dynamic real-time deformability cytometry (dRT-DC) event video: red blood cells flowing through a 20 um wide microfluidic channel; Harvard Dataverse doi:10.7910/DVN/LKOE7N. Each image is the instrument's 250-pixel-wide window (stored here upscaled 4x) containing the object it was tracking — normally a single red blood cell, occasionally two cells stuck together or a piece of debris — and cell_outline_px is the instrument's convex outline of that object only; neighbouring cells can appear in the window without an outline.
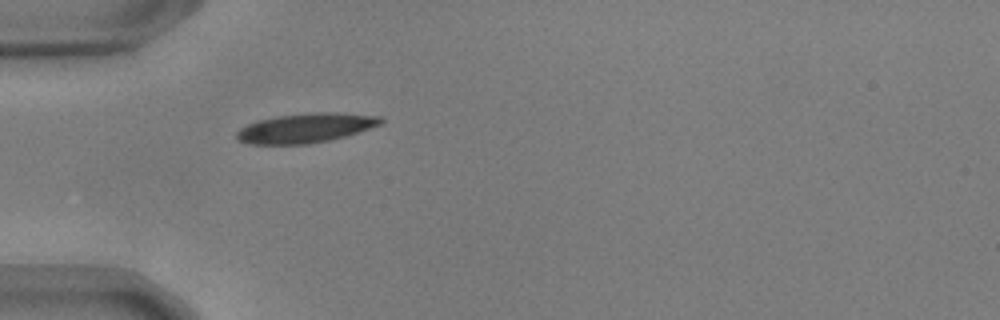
{"species": "common noctule bat (a hibernating species)", "species_latin": "Nyctalus noctula", "temperature_condition": "warm", "stored_images_in_passage": 39, "camera_frame_rate_fps": 3000, "um_per_image_px": 0.085, "animal": {"sex": "male", "body_mass_g": 17.9, "forearm_length_mm": 54.2}, "frame": {"image": 1, "passage_image": 1, "time_ms": 0.0, "image_size_px": [1000, 320], "cell_outline_px": [[384, 120], [380, 124], [344, 136], [328, 140], [308, 144], [248, 144], [236, 140], [236, 132], [240, 128], [256, 120], [280, 116], [316, 112], [336, 112], [384, 116]], "centroid_in_image_um": [25.95, 10.87], "position_along_channel_um": 59.0, "area_um2": 24.62}}
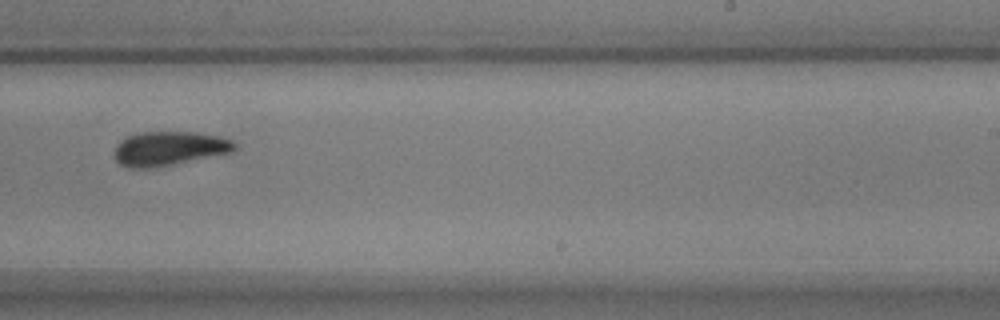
{"frame": {"image": 2, "passage_image": 19, "time_ms": 6.0, "image_size_px": [1000, 320], "cell_outline_px": [[236, 148], [232, 152], [172, 164], [148, 168], [128, 168], [120, 164], [116, 160], [116, 144], [120, 140], [128, 136], [140, 132], [192, 132], [220, 136], [232, 140], [236, 144]], "centroid_in_image_um": [14.38, 12.61], "position_along_channel_um": 274.6, "area_um2": 23.7}}
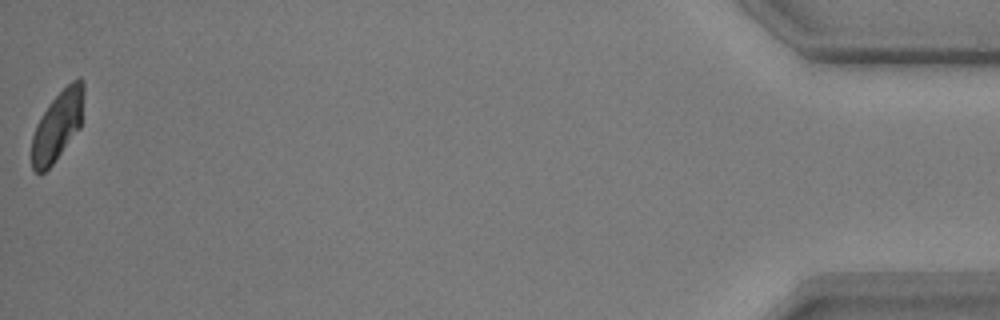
{"frame": {"image": 3, "passage_image": 39, "time_ms": 12.667, "image_size_px": [1000, 320], "cell_outline_px": [[84, 92], [80, 128], [52, 164], [44, 172], [36, 172], [32, 168], [32, 136], [36, 124], [48, 104], [72, 80], [80, 76], [84, 84]], "centroid_in_image_um": [4.89, 10.66], "position_along_channel_um": 430.3, "area_um2": 20.87}, "authors_computed_cell_mechanics": {"area_um2": 23.5824, "velocity_mm_per_s": 3.6685, "shape_relaxation_time_tau1_ms": 3.524, "shape_relaxation_time_tau2_ms": 6.25, "deformation_change_tau1": 0.1415, "deformation_change_tau2": 0.1144}}